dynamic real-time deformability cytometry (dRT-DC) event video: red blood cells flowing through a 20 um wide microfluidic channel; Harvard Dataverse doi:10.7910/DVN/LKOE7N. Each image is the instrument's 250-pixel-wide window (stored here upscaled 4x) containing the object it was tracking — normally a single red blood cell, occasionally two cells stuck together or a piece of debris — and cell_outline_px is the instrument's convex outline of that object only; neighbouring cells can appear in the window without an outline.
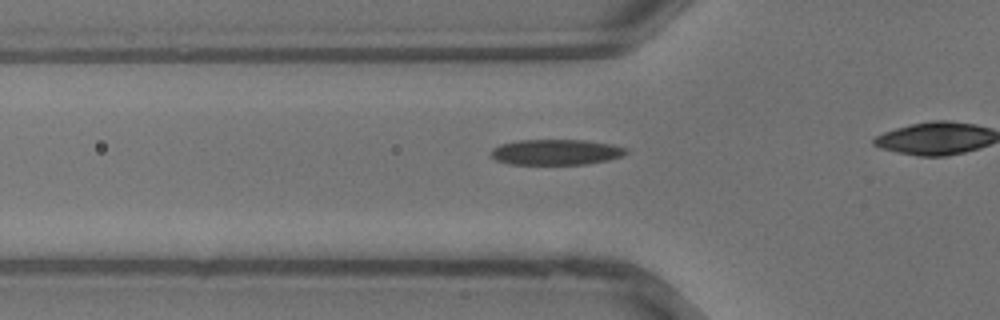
{"species": "common noctule bat (a hibernating species)", "species_latin": "Nyctalus noctula", "temperature_condition": "warm", "stored_images_in_passage": 23, "camera_frame_rate_fps": 3000, "um_per_image_px": 0.085, "animal": {"sex": "male", "body_mass_g": 13.3}, "frame": {"image": 1, "passage_image": 6, "time_ms": 1.667, "image_size_px": [1000, 320], "cell_outline_px": [[628, 152], [620, 156], [608, 160], [588, 164], [508, 164], [496, 160], [492, 156], [492, 148], [500, 144], [516, 140], [584, 140], [612, 144], [628, 148]], "centroid_in_image_um": [47.26, 12.92], "position_along_channel_um": 78.5, "area_um2": 20.17}}
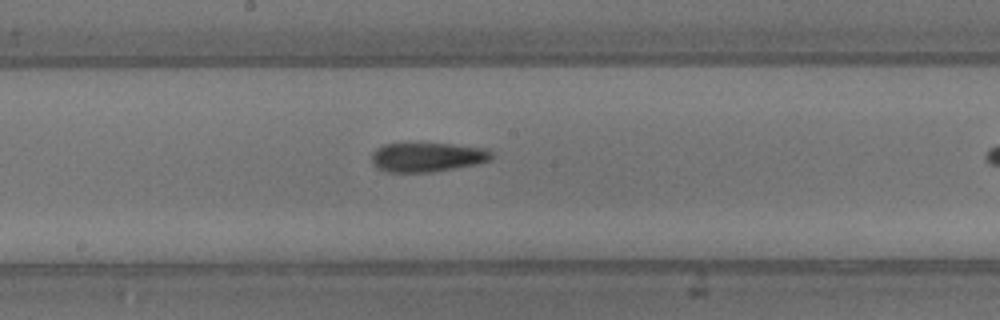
{"frame": {"image": 2, "passage_image": 13, "time_ms": 4.0, "image_size_px": [1000, 320], "cell_outline_px": [[492, 160], [476, 164], [432, 172], [388, 172], [376, 168], [372, 164], [372, 152], [376, 148], [384, 144], [452, 144], [488, 148], [492, 152]], "centroid_in_image_um": [36.32, 13.36], "position_along_channel_um": 211.9, "area_um2": 20.52}}
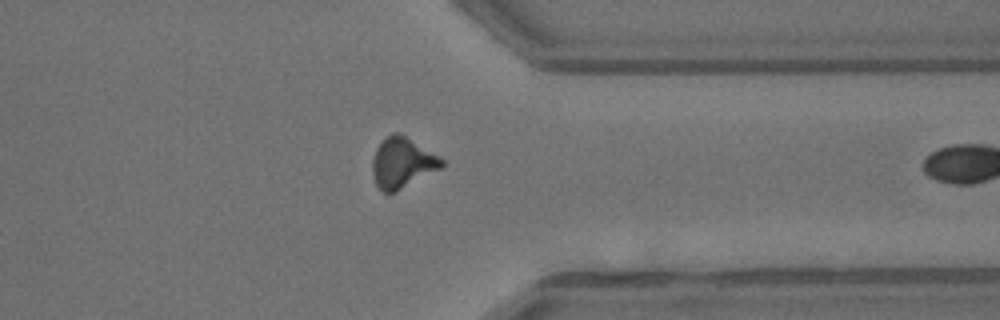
{"frame": {"image": 3, "passage_image": 22, "time_ms": 7.0, "image_size_px": [1000, 320], "cell_outline_px": [[444, 164], [440, 168], [396, 192], [384, 192], [376, 184], [372, 172], [372, 160], [376, 148], [392, 132], [400, 132], [444, 160]], "centroid_in_image_um": [34.17, 13.83], "position_along_channel_um": 377.2, "area_um2": 20.0}}